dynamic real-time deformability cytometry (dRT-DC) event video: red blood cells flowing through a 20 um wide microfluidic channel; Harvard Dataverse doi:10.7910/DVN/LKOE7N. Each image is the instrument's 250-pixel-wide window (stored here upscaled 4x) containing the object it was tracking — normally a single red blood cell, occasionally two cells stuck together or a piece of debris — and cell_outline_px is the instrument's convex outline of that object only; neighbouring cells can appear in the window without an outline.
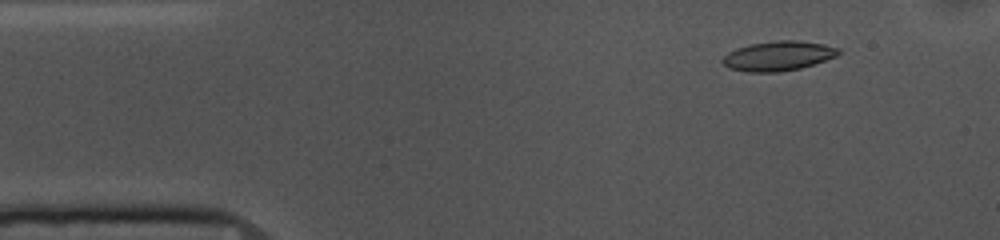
{"species": "common noctule bat (a hibernating species)", "species_latin": "Nyctalus noctula", "temperature_condition": "cold", "stored_images_in_passage": 53, "camera_frame_rate_fps": 3000, "um_per_image_px": 0.085, "animal": {"sex": "female", "body_mass_g": 10.0, "forearm_length_mm": 53.1}, "frame": {"image": 1, "passage_image": 5, "time_ms": 1.333, "image_size_px": [1000, 240], "cell_outline_px": [[840, 52], [836, 56], [800, 68], [780, 72], [748, 72], [728, 68], [720, 60], [728, 52], [736, 48], [748, 44], [772, 40], [800, 40], [824, 44], [840, 48]], "centroid_in_image_um": [66.12, 4.74], "position_along_channel_um": 18.9, "area_um2": 20.17}}
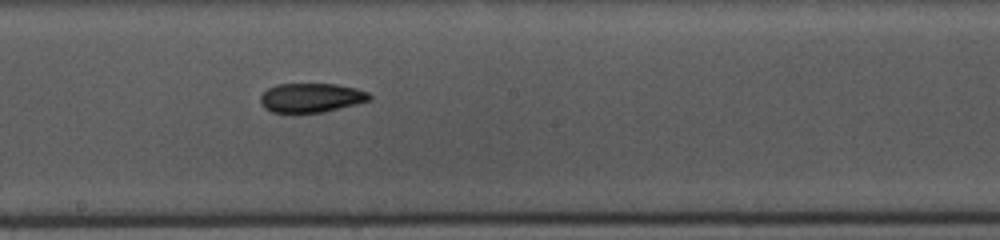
{"frame": {"image": 2, "passage_image": 27, "time_ms": 8.667, "image_size_px": [1000, 240], "cell_outline_px": [[372, 100], [324, 112], [272, 112], [264, 108], [260, 104], [260, 96], [268, 88], [276, 84], [336, 84], [356, 88], [368, 92], [372, 96]], "centroid_in_image_um": [26.46, 8.3], "position_along_channel_um": 221.7, "area_um2": 18.61}}
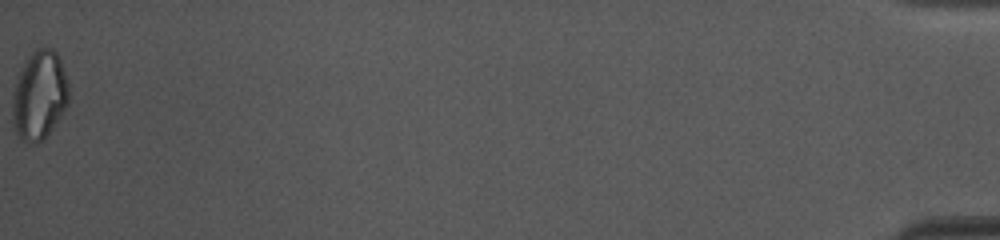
{"frame": {"image": 3, "passage_image": 53, "time_ms": 17.333, "image_size_px": [1000, 240], "cell_outline_px": [[68, 104], [44, 140], [36, 144], [32, 144], [20, 140], [12, 124], [12, 92], [20, 68], [24, 60], [36, 48], [52, 48], [56, 52], [60, 60], [68, 80]], "centroid_in_image_um": [3.31, 8.11], "position_along_channel_um": 431.9, "area_um2": 29.65}, "authors_computed_cell_mechanics": {"area_um2": 19.5942, "velocity_mm_per_s": 3.6731, "shape_relaxation_time_tau1_ms": 7.7175, "shape_relaxation_time_tau2_ms": 6.8638, "deformation_change_tau1": 0.154, "deformation_change_tau2": 0.1371}}